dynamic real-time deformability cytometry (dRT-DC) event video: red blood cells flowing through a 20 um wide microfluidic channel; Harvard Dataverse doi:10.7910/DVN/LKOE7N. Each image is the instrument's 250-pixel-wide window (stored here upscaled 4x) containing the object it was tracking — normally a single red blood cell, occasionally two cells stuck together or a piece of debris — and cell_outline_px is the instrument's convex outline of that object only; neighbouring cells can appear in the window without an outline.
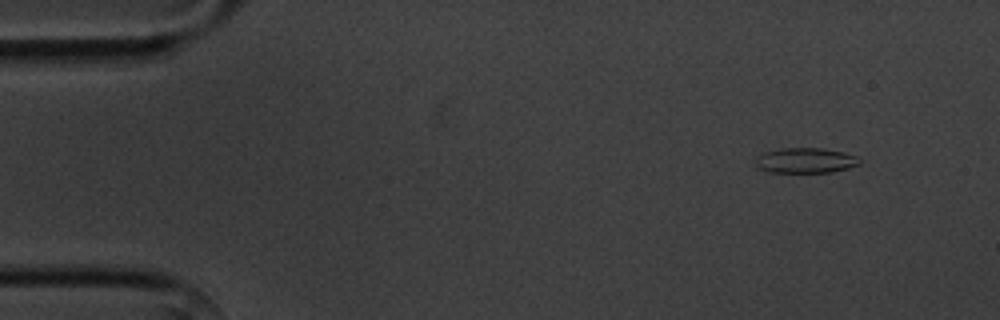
{"species": "common noctule bat (a hibernating species)", "species_latin": "Nyctalus noctula", "temperature_condition": "cold", "stored_images_in_passage": 4, "camera_frame_rate_fps": 3000, "um_per_image_px": 0.085, "animal": {"sex": "male", "body_mass_g": 20.1, "forearm_length_mm": 53.5}, "frame": {"image": 1, "passage_image": 1, "time_ms": 0.0, "image_size_px": [1000, 320], "cell_outline_px": [[860, 164], [848, 168], [832, 172], [768, 172], [760, 168], [756, 164], [756, 156], [764, 152], [780, 148], [820, 148], [844, 152], [856, 156], [860, 160]], "centroid_in_image_um": [68.46, 13.63], "position_along_channel_um": 16.5, "area_um2": 15.26}}